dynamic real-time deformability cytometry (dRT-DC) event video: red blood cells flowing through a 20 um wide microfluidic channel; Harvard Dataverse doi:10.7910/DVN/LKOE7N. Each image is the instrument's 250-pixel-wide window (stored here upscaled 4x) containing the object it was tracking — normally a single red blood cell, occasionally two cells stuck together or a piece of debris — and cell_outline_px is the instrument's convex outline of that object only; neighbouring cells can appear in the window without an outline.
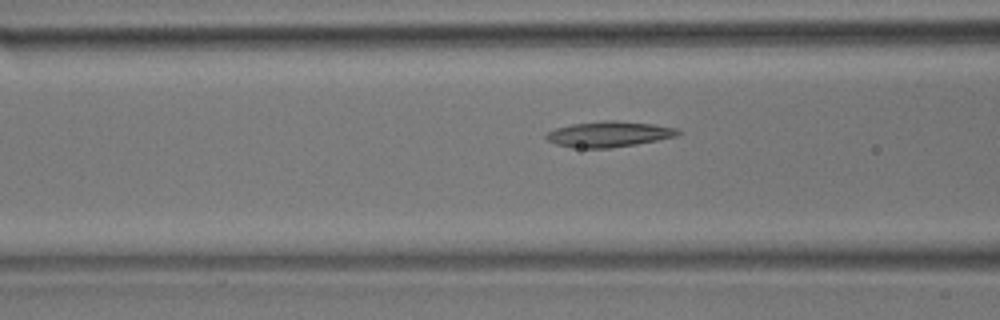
{"species": "common noctule bat (a hibernating species)", "species_latin": "Nyctalus noctula", "temperature_condition": "room temperature", "stored_images_in_passage": 13, "camera_frame_rate_fps": 3000, "um_per_image_px": 0.085, "animal": {"sex": "male", "body_mass_g": 17.9}, "frame": {"image": 1, "passage_image": 11, "time_ms": 3.333, "image_size_px": [1000, 320], "cell_outline_px": [[684, 132], [676, 136], [636, 144], [612, 148], [572, 148], [556, 144], [548, 140], [544, 136], [548, 132], [556, 128], [572, 124], [604, 120], [616, 120], [652, 124], [676, 128]], "centroid_in_image_um": [51.75, 11.4], "position_along_channel_um": 114.8, "area_um2": 19.71}}